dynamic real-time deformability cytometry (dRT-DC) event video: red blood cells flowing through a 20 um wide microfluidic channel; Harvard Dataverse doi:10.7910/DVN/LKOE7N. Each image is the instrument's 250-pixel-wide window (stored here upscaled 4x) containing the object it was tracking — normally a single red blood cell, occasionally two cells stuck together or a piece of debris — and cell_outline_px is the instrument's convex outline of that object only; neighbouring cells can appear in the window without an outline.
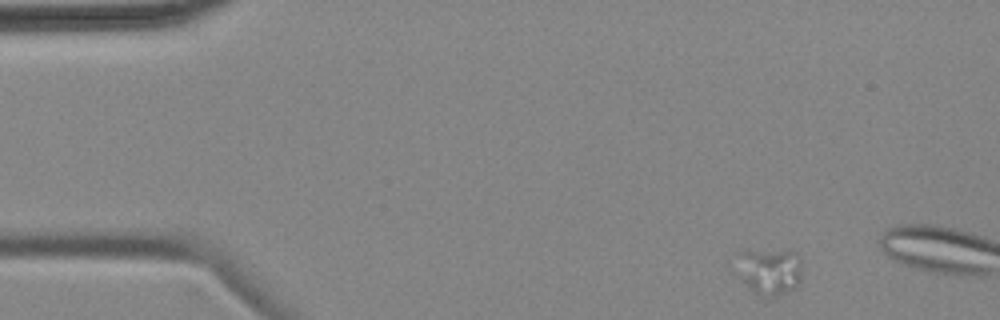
{"species": "common noctule bat (a hibernating species)", "species_latin": "Nyctalus noctula", "temperature_condition": "cold", "stored_images_in_passage": 3, "camera_frame_rate_fps": 3000, "um_per_image_px": 0.085, "animal": {"sex": "female", "body_mass_g": 18.4}, "frame": {"image": 1, "passage_image": 1, "time_ms": 0.0, "image_size_px": [1000, 320], "cell_outline_px": [[800, 280], [792, 288], [776, 296], [764, 296], [756, 292], [728, 264], [736, 252], [748, 248], [796, 252], [800, 256]], "centroid_in_image_um": [65.25, 22.94], "position_along_channel_um": 19.8, "area_um2": 18.44}}